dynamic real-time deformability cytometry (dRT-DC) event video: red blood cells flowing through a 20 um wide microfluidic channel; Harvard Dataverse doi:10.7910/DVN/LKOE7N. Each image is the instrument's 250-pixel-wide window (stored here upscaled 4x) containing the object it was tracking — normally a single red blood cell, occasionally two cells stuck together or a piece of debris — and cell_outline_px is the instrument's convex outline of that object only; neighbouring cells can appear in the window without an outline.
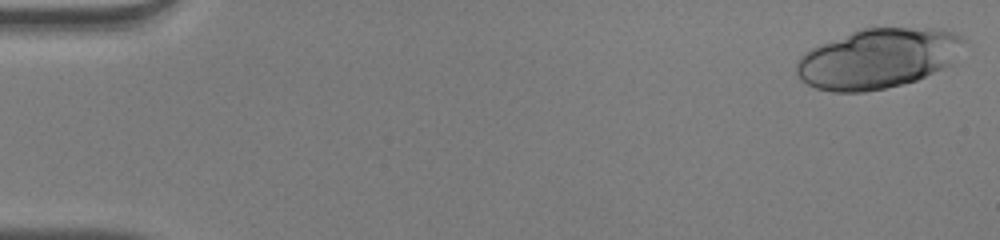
{"species": "human", "species_latin": "Homo sapiens", "temperature_condition": "warm", "stored_images_in_passage": 1, "camera_frame_rate_fps": 3000, "um_per_image_px": 0.085, "donor": {"sex": "male"}, "frame": {"image": 1, "passage_image": 1, "time_ms": 0.0, "image_size_px": [1000, 240], "cell_outline_px": [[968, 40], [952, 64], [944, 68], [916, 80], [884, 88], [864, 92], [832, 92], [816, 88], [800, 80], [796, 72], [796, 64], [800, 56], [804, 52], [820, 44], [860, 28], [940, 28], [956, 32]], "centroid_in_image_um": [74.66, 4.96], "position_along_channel_um": 10.3, "area_um2": 58.78}}